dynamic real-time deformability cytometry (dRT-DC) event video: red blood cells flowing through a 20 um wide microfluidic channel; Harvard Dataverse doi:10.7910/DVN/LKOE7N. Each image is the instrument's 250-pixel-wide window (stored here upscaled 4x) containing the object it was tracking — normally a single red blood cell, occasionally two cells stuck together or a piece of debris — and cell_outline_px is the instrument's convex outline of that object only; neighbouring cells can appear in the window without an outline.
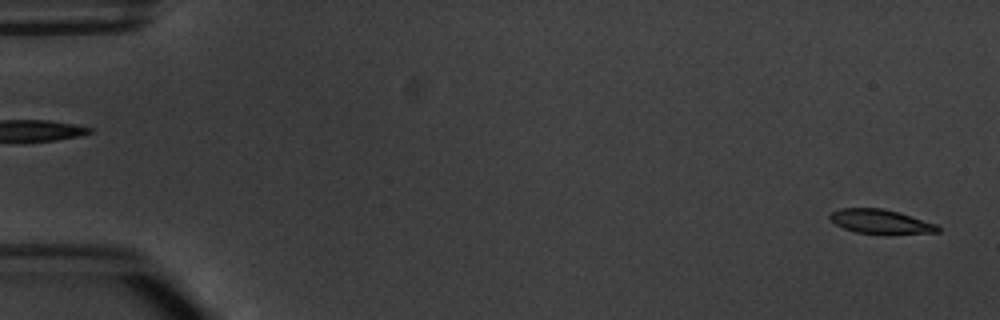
{"species": "common noctule bat (a hibernating species)", "species_latin": "Nyctalus noctula", "temperature_condition": "warm", "stored_images_in_passage": 4, "segment_of_instrument_passage": [2, 2], "camera_frame_rate_fps": 3000, "um_per_image_px": 0.085, "animal": {"sex": "male", "body_mass_g": 20.1, "forearm_length_mm": 53.5}, "frame": {"image": 1, "passage_image": 4, "time_ms": 3.333, "image_size_px": [1000, 320], "cell_outline_px": [[940, 232], [892, 236], [888, 236], [856, 232], [844, 228], [836, 224], [828, 216], [832, 212], [840, 208], [884, 208], [900, 212], [936, 224], [940, 228]], "centroid_in_image_um": [74.92, 18.87], "position_along_channel_um": 10.1, "area_um2": 15.84}}